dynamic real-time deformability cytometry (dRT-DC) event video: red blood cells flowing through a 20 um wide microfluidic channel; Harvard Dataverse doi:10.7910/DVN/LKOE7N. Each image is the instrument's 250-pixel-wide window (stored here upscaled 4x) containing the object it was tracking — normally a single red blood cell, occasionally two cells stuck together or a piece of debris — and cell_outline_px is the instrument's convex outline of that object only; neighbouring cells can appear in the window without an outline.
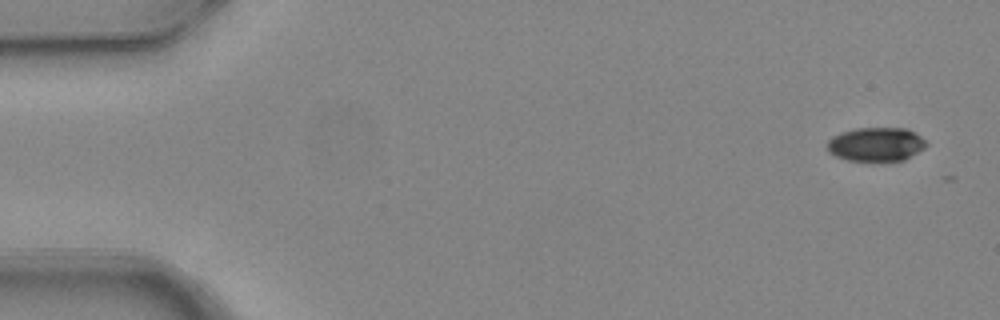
{"species": "common noctule bat (a hibernating species)", "species_latin": "Nyctalus noctula", "temperature_condition": "warm", "stored_images_in_passage": 4, "camera_frame_rate_fps": 3000, "um_per_image_px": 0.085, "animal": {"sex": "female", "body_mass_g": 24.6, "forearm_length_mm": 56.2}, "frame": {"image": 1, "passage_image": 1, "time_ms": 0.0, "image_size_px": [1000, 320], "cell_outline_px": [[928, 144], [924, 148], [904, 160], [848, 160], [836, 156], [828, 152], [828, 140], [832, 136], [840, 132], [856, 128], [908, 128], [920, 136]], "centroid_in_image_um": [74.45, 12.25], "position_along_channel_um": 10.5, "area_um2": 19.42}}